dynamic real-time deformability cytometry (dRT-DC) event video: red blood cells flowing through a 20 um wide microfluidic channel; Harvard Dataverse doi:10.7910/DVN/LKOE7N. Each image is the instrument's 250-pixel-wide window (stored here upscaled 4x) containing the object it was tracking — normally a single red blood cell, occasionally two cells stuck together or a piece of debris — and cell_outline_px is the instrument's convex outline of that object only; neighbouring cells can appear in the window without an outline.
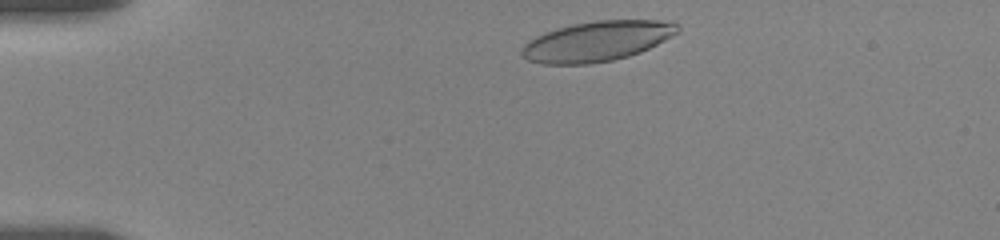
{"species": "human", "species_latin": "Homo sapiens", "temperature_condition": "room temperature", "stored_images_in_passage": 32, "camera_frame_rate_fps": 3000, "um_per_image_px": 0.085, "donor": {"sex": "female"}, "frame": {"image": 1, "passage_image": 1, "time_ms": 0.0, "image_size_px": [1000, 240], "cell_outline_px": [[680, 32], [640, 52], [628, 56], [612, 60], [588, 64], [544, 64], [528, 60], [520, 52], [520, 48], [528, 40], [544, 32], [572, 24], [596, 20], [672, 20], [680, 28]], "centroid_in_image_um": [50.74, 3.49], "position_along_channel_um": 34.3, "area_um2": 36.47}}
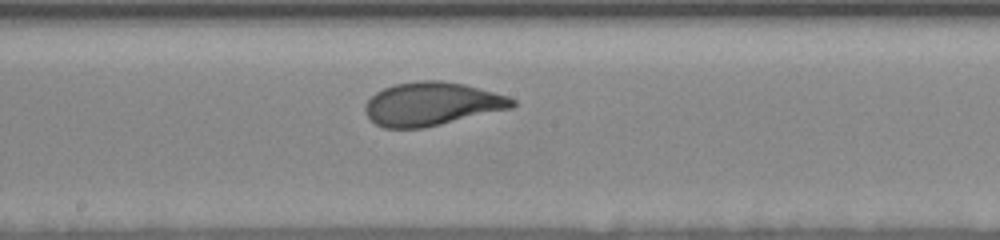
{"frame": {"image": 2, "passage_image": 18, "time_ms": 6.667, "image_size_px": [1000, 240], "cell_outline_px": [[516, 104], [512, 108], [424, 128], [384, 128], [376, 124], [364, 112], [364, 104], [376, 92], [384, 88], [396, 84], [416, 80], [440, 80], [464, 84], [508, 96], [516, 100]], "centroid_in_image_um": [36.7, 8.83], "position_along_channel_um": 211.5, "area_um2": 37.22}}
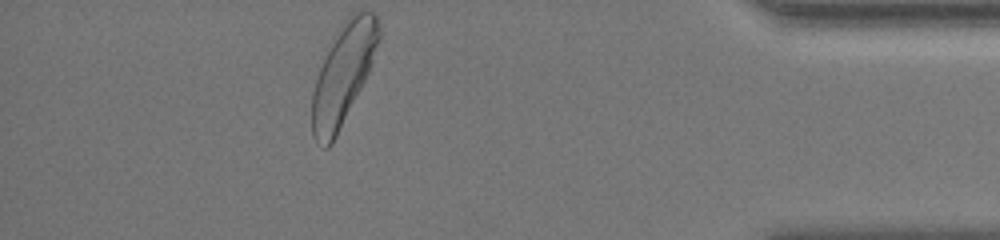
{"frame": {"image": 3, "passage_image": 32, "time_ms": 13.333, "image_size_px": [1000, 240], "cell_outline_px": [[380, 40], [368, 72], [332, 144], [328, 148], [324, 148], [312, 136], [312, 92], [320, 68], [344, 20], [352, 12], [376, 12], [380, 24]], "centroid_in_image_um": [29.19, 6.3], "position_along_channel_um": 406.0, "area_um2": 37.97}, "authors_computed_cell_mechanics": {"area_um2": 37.2521, "velocity_mm_per_s": 3.4897, "shape_relaxation_time_tau1_ms": 3.2102, "shape_relaxation_time_tau2_ms": null, "deformation_change_tau1": 0.155, "deformation_change_tau2": null}}